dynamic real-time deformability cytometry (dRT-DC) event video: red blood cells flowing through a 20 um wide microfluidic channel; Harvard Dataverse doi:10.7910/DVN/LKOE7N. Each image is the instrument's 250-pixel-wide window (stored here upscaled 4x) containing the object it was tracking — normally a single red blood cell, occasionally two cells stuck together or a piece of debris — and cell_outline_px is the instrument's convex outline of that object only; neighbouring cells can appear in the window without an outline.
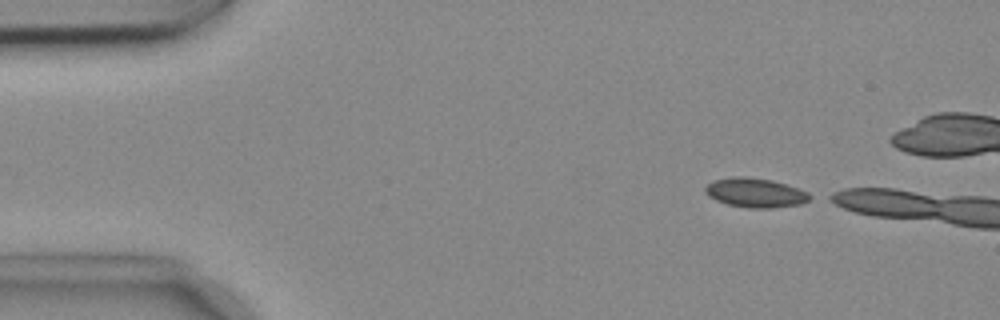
{"species": "common noctule bat (a hibernating species)", "species_latin": "Nyctalus noctula", "temperature_condition": "cold", "stored_images_in_passage": 4, "camera_frame_rate_fps": 3000, "um_per_image_px": 0.085, "animal": {"sex": "female", "body_mass_g": 18.4}, "frame": {"image": 1, "passage_image": 1, "time_ms": 0.0, "image_size_px": [1000, 320], "cell_outline_px": [[816, 196], [800, 204], [772, 208], [748, 208], [728, 204], [716, 200], [708, 196], [704, 192], [704, 188], [712, 180], [732, 176], [744, 176], [772, 180], [808, 192]], "centroid_in_image_um": [64.19, 16.38], "position_along_channel_um": 20.8, "area_um2": 17.98}}